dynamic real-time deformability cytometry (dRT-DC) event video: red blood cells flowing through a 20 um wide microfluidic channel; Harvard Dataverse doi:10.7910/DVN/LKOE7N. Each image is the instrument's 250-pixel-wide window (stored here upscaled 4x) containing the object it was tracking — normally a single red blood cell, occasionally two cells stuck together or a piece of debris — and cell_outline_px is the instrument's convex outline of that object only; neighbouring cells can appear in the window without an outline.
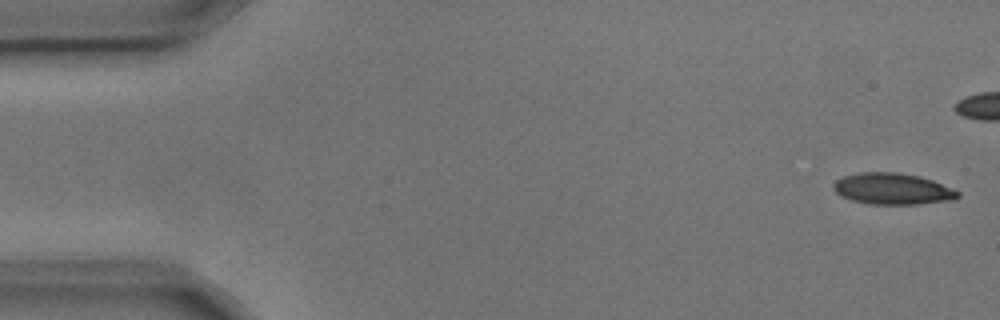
{"species": "common noctule bat (a hibernating species)", "species_latin": "Nyctalus noctula", "temperature_condition": "cold", "stored_images_in_passage": 10, "camera_frame_rate_fps": 3000, "um_per_image_px": 0.085, "animal": {"sex": "male", "body_mass_g": 17.9, "forearm_length_mm": 54.2}, "frame": {"image": 1, "passage_image": 1, "time_ms": 0.0, "image_size_px": [1000, 320], "cell_outline_px": [[960, 196], [956, 200], [920, 204], [868, 204], [852, 200], [840, 196], [832, 188], [832, 184], [836, 180], [844, 176], [860, 172], [896, 172], [920, 176], [932, 180], [960, 192]], "centroid_in_image_um": [75.87, 16.06], "position_along_channel_um": 9.1, "area_um2": 22.89}}
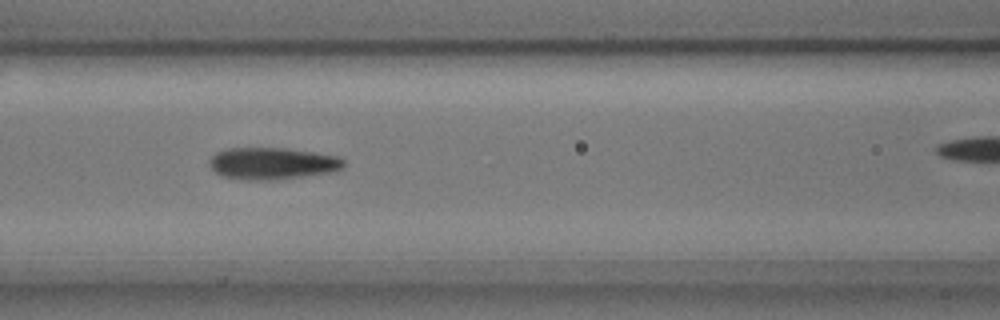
{"frame": {"image": 2, "passage_image": 7, "time_ms": 2.0, "image_size_px": [1000, 320], "cell_outline_px": [[344, 168], [336, 172], [268, 180], [248, 180], [220, 176], [212, 168], [208, 160], [216, 152], [228, 148], [288, 148], [340, 156], [344, 160]], "centroid_in_image_um": [23.18, 13.88], "position_along_channel_um": 143.4, "area_um2": 25.14}}
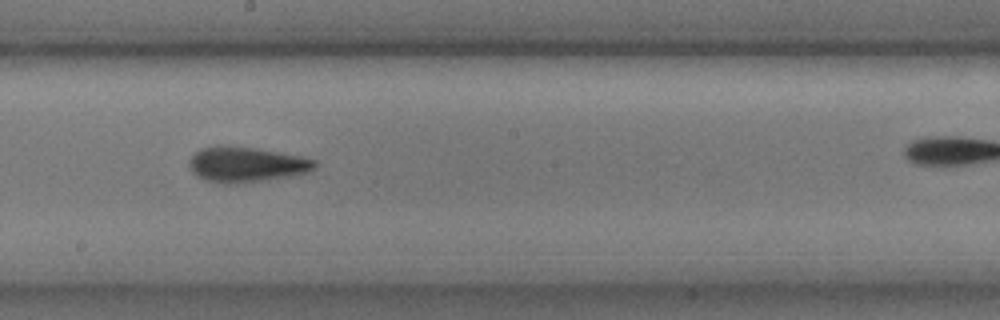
{"frame": {"image": 3, "passage_image": 9, "time_ms": 2.667, "image_size_px": [1000, 320], "cell_outline_px": [[316, 168], [308, 172], [292, 176], [264, 180], [228, 184], [224, 184], [204, 180], [196, 176], [192, 172], [188, 164], [188, 160], [200, 148], [216, 144], [256, 148], [300, 156], [316, 160]], "centroid_in_image_um": [20.89, 13.97], "position_along_channel_um": 227.3, "area_um2": 26.07}}